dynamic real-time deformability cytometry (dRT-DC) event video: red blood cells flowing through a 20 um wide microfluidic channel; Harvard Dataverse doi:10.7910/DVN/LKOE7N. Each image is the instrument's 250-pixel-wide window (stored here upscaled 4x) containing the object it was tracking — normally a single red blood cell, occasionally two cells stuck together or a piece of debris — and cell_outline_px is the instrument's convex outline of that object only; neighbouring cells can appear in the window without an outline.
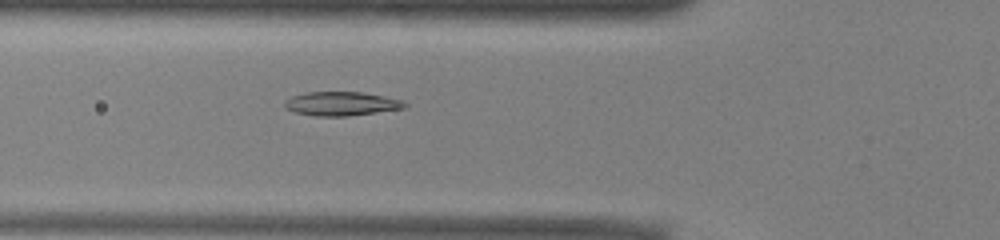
{"species": "common noctule bat (a hibernating species)", "species_latin": "Nyctalus noctula", "temperature_condition": "warm", "stored_images_in_passage": 46, "camera_frame_rate_fps": 3000, "um_per_image_px": 0.085, "animal": {"sex": "male", "body_mass_g": 13.0, "forearm_length_mm": 53.1}, "frame": {"image": 1, "passage_image": 13, "time_ms": 4.0, "image_size_px": [1000, 240], "cell_outline_px": [[408, 108], [348, 116], [316, 116], [296, 112], [284, 108], [284, 100], [292, 96], [304, 92], [364, 92], [404, 100], [408, 104]], "centroid_in_image_um": [29.06, 8.81], "position_along_channel_um": 96.7, "area_um2": 16.99}}
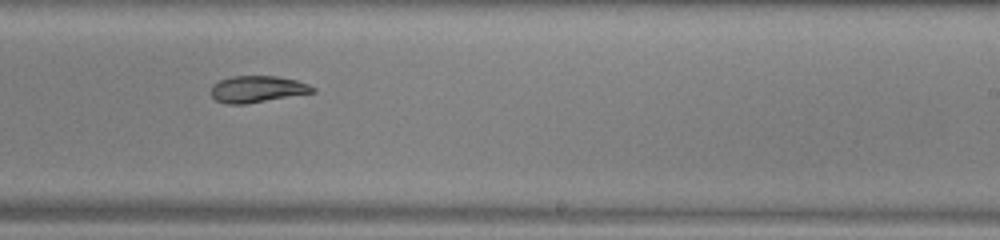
{"frame": {"image": 2, "passage_image": 26, "time_ms": 8.333, "image_size_px": [1000, 240], "cell_outline_px": [[316, 92], [244, 104], [228, 104], [216, 100], [208, 92], [212, 84], [220, 80], [232, 76], [276, 76], [296, 80], [308, 84], [316, 88]], "centroid_in_image_um": [21.84, 7.57], "position_along_channel_um": 267.2, "area_um2": 15.84}}
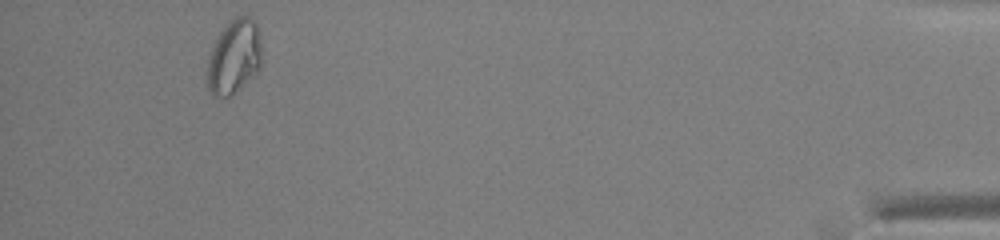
{"frame": {"image": 3, "passage_image": 43, "time_ms": 14.0, "image_size_px": [1000, 240], "cell_outline_px": [[260, 68], [232, 96], [212, 96], [208, 88], [208, 56], [212, 44], [216, 36], [228, 20], [236, 16], [248, 16], [256, 24], [260, 44]], "centroid_in_image_um": [19.86, 4.81], "position_along_channel_um": 415.3, "area_um2": 23.52}, "authors_computed_cell_mechanics": {"area_um2": 17.7735, "velocity_mm_per_s": 3.9382, "shape_relaxation_time_tau1_ms": null, "shape_relaxation_time_tau2_ms": 4.4251, "deformation_change_tau1": null, "deformation_change_tau2": 0.0802}}